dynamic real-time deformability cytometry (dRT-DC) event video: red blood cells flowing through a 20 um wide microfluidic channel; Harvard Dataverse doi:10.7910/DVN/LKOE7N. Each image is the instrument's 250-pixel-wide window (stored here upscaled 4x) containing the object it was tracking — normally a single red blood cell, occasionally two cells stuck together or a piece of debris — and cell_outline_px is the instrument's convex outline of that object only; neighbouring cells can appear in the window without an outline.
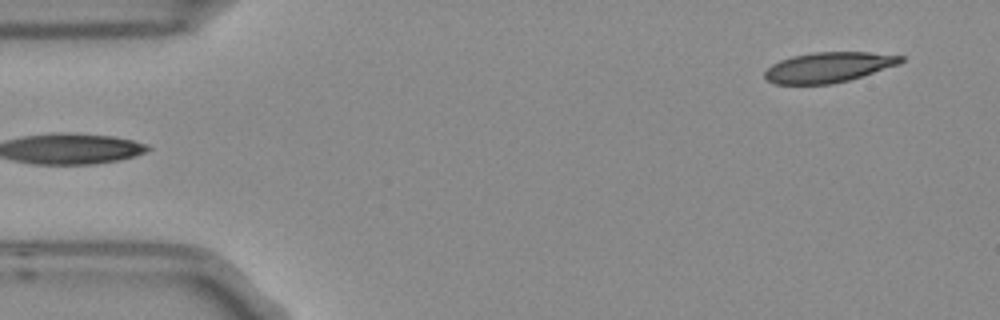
{"species": "Egyptian fruit bat (a non-hibernating species)", "species_latin": "Rousettus aegyptiacus", "temperature_condition": "room temperature", "stored_images_in_passage": 4, "camera_frame_rate_fps": 3000, "um_per_image_px": 0.085, "frame": {"image": 1, "passage_image": 4, "time_ms": 1.0, "image_size_px": [1000, 320], "cell_outline_px": [[904, 60], [900, 64], [848, 80], [832, 84], [776, 84], [764, 80], [764, 72], [772, 64], [780, 60], [792, 56], [812, 52], [868, 52], [904, 56]], "centroid_in_image_um": [70.39, 5.72], "position_along_channel_um": 14.6, "area_um2": 23.99}}